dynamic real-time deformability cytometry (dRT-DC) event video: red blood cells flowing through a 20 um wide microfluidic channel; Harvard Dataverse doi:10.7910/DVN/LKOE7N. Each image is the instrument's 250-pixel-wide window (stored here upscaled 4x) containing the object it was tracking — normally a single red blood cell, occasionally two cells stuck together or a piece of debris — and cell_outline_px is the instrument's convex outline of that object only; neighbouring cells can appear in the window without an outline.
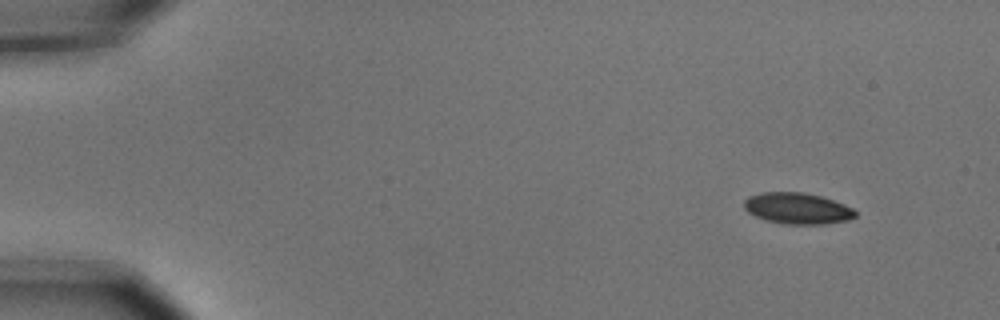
{"species": "common noctule bat (a hibernating species)", "species_latin": "Nyctalus noctula", "temperature_condition": "cold", "stored_images_in_passage": 5, "camera_frame_rate_fps": 3000, "um_per_image_px": 0.085, "animal": {"sex": "male", "body_mass_g": 15.6}, "frame": {"image": 1, "passage_image": 1, "time_ms": 0.0, "image_size_px": [1000, 320], "cell_outline_px": [[856, 216], [848, 220], [824, 224], [784, 224], [764, 220], [748, 212], [744, 208], [744, 200], [748, 196], [760, 192], [804, 192], [820, 196], [844, 204], [852, 208], [856, 212]], "centroid_in_image_um": [67.75, 17.71], "position_along_channel_um": 17.3, "area_um2": 20.29}}
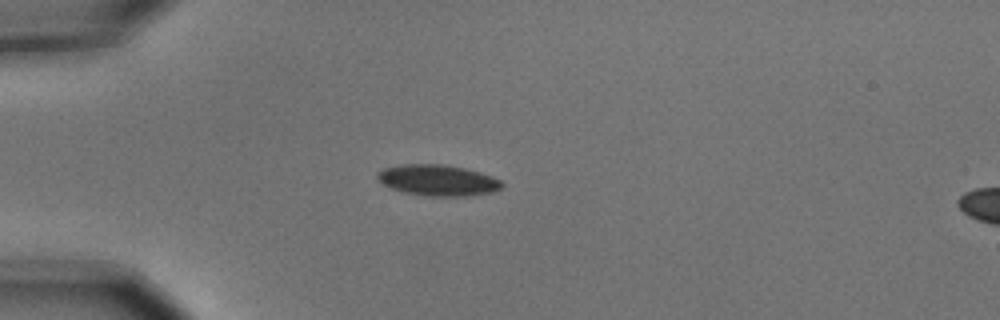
{"frame": {"image": 2, "passage_image": 4, "time_ms": 1.0, "image_size_px": [1000, 320], "cell_outline_px": [[504, 184], [500, 188], [492, 192], [464, 196], [424, 196], [404, 192], [392, 188], [384, 184], [376, 176], [376, 172], [384, 168], [404, 164], [444, 164], [464, 168], [480, 172], [492, 176], [500, 180]], "centroid_in_image_um": [37.22, 15.32], "position_along_channel_um": 47.8, "area_um2": 22.43}}